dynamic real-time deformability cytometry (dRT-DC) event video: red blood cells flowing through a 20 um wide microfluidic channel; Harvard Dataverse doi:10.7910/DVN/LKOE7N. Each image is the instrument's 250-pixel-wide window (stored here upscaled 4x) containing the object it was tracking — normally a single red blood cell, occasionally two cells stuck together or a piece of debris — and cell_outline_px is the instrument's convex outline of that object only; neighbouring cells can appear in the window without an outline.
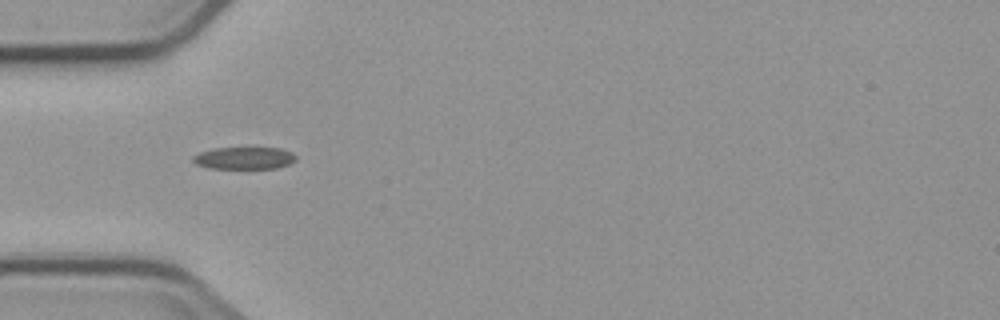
{"species": "common noctule bat (a hibernating species)", "species_latin": "Nyctalus noctula", "temperature_condition": "cold", "stored_images_in_passage": 4, "camera_frame_rate_fps": 3000, "um_per_image_px": 0.085, "animal": {"sex": "male", "body_mass_g": 23.1, "forearm_length_mm": 52.7}, "frame": {"image": 1, "passage_image": 3, "time_ms": 2.333, "image_size_px": [1000, 320], "cell_outline_px": [[296, 160], [288, 164], [276, 168], [208, 168], [196, 164], [192, 160], [192, 156], [200, 152], [212, 148], [280, 148], [292, 152], [296, 156]], "centroid_in_image_um": [20.74, 13.43], "position_along_channel_um": 64.3, "area_um2": 13.29}}
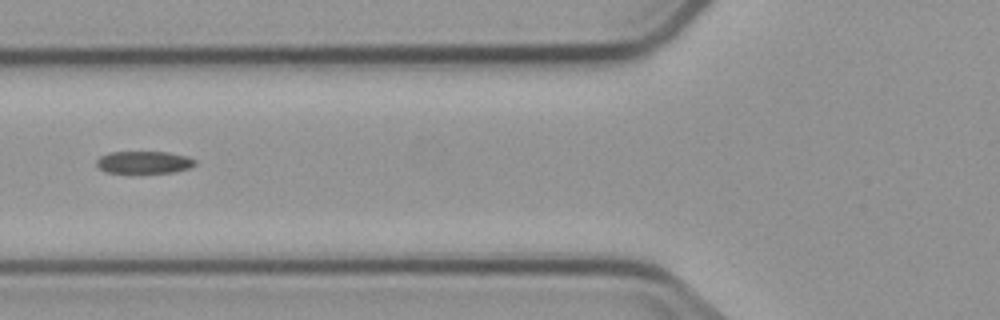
{"frame": {"image": 2, "passage_image": 4, "time_ms": 3.667, "image_size_px": [1000, 320], "cell_outline_px": [[196, 164], [188, 168], [176, 172], [104, 172], [96, 164], [96, 160], [100, 156], [108, 152], [168, 152], [188, 156], [196, 160]], "centroid_in_image_um": [12.25, 13.78], "position_along_channel_um": 113.6, "area_um2": 12.77}}